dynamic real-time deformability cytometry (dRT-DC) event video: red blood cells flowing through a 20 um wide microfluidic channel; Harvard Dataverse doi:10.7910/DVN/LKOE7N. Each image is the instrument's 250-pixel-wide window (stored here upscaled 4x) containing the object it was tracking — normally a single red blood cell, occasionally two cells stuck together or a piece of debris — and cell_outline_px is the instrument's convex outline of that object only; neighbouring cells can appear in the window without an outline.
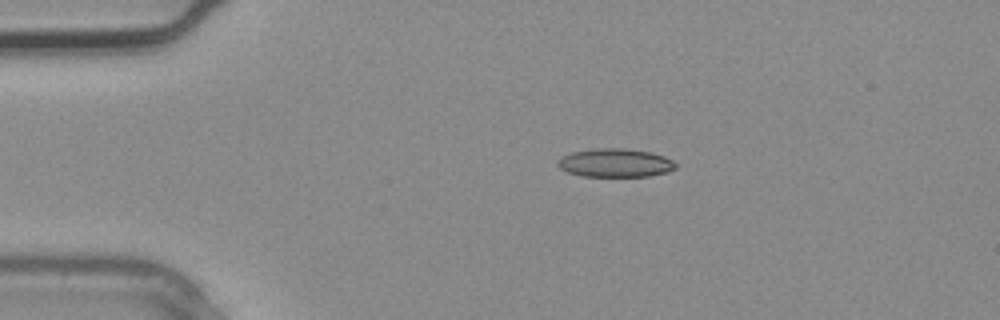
{"species": "common noctule bat (a hibernating species)", "species_latin": "Nyctalus noctula", "temperature_condition": "warm", "stored_images_in_passage": 3, "camera_frame_rate_fps": 3000, "um_per_image_px": 0.085, "animal": {"sex": "male", "body_mass_g": 20.4}, "frame": {"image": 1, "passage_image": 1, "time_ms": 0.0, "image_size_px": [1000, 320], "cell_outline_px": [[676, 168], [668, 172], [648, 176], [580, 176], [568, 172], [560, 168], [556, 164], [556, 160], [560, 156], [572, 152], [596, 148], [624, 148], [652, 152], [664, 156], [672, 160], [676, 164]], "centroid_in_image_um": [52.27, 13.84], "position_along_channel_um": 32.7, "area_um2": 19.77}}